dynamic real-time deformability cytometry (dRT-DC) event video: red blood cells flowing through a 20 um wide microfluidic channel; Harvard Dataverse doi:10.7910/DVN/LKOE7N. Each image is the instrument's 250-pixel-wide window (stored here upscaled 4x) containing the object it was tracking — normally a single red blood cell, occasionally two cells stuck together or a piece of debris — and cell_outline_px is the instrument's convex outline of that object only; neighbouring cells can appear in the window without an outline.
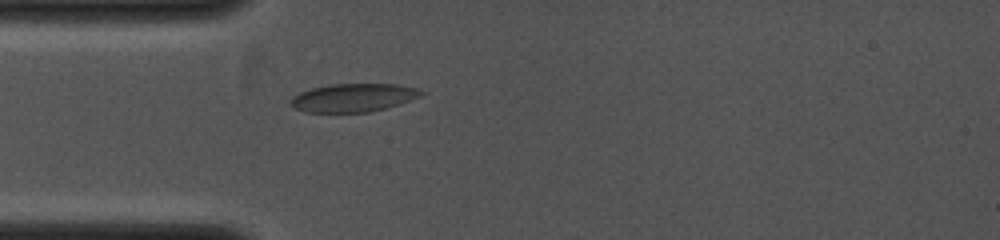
{"species": "common noctule bat (a hibernating species)", "species_latin": "Nyctalus noctula", "temperature_condition": "cold", "stored_images_in_passage": 2, "camera_frame_rate_fps": 4000, "um_per_image_px": 0.085, "animal": {"sex": "female", "body_mass_g": 19.0, "forearm_length_mm": 53.3}, "frame": {"image": 1, "passage_image": 2, "time_ms": 1.0, "image_size_px": [1000, 240], "cell_outline_px": [[424, 92], [420, 96], [400, 104], [368, 112], [304, 112], [296, 108], [288, 100], [292, 96], [300, 92], [312, 88], [328, 84], [396, 84], [416, 88]], "centroid_in_image_um": [30.0, 8.3], "position_along_channel_um": 55.0, "area_um2": 21.39}}